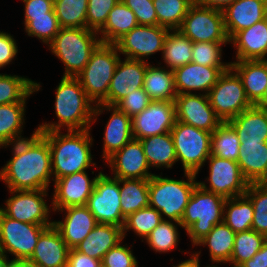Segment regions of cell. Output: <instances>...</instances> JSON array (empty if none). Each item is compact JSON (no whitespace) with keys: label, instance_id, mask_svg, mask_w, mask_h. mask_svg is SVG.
Masks as SVG:
<instances>
[{"label":"cell","instance_id":"6da1fadb","mask_svg":"<svg viewBox=\"0 0 267 267\" xmlns=\"http://www.w3.org/2000/svg\"><path fill=\"white\" fill-rule=\"evenodd\" d=\"M9 146H12V158L0 169V181L6 184L7 190H49L53 175L47 139L34 130L31 137L4 149Z\"/></svg>","mask_w":267,"mask_h":267},{"label":"cell","instance_id":"7a4b0ae2","mask_svg":"<svg viewBox=\"0 0 267 267\" xmlns=\"http://www.w3.org/2000/svg\"><path fill=\"white\" fill-rule=\"evenodd\" d=\"M55 115L57 121L43 122L38 132L82 131L92 129L95 104L87 96L76 77H61L55 89Z\"/></svg>","mask_w":267,"mask_h":267},{"label":"cell","instance_id":"3957f363","mask_svg":"<svg viewBox=\"0 0 267 267\" xmlns=\"http://www.w3.org/2000/svg\"><path fill=\"white\" fill-rule=\"evenodd\" d=\"M48 141L53 181L66 175L79 173L97 164L92 160L93 137L91 129L82 131L40 132Z\"/></svg>","mask_w":267,"mask_h":267},{"label":"cell","instance_id":"277c9868","mask_svg":"<svg viewBox=\"0 0 267 267\" xmlns=\"http://www.w3.org/2000/svg\"><path fill=\"white\" fill-rule=\"evenodd\" d=\"M197 174L184 172L183 179L154 174L149 179V206L160 212L163 220L180 223L195 187Z\"/></svg>","mask_w":267,"mask_h":267},{"label":"cell","instance_id":"5b68a950","mask_svg":"<svg viewBox=\"0 0 267 267\" xmlns=\"http://www.w3.org/2000/svg\"><path fill=\"white\" fill-rule=\"evenodd\" d=\"M101 43L98 33L88 28H60L48 45L51 53L64 64L63 77H76Z\"/></svg>","mask_w":267,"mask_h":267},{"label":"cell","instance_id":"8992f818","mask_svg":"<svg viewBox=\"0 0 267 267\" xmlns=\"http://www.w3.org/2000/svg\"><path fill=\"white\" fill-rule=\"evenodd\" d=\"M225 201L226 198L203 189L199 184L195 187L180 221L192 247L216 224L223 222Z\"/></svg>","mask_w":267,"mask_h":267},{"label":"cell","instance_id":"52a82bcc","mask_svg":"<svg viewBox=\"0 0 267 267\" xmlns=\"http://www.w3.org/2000/svg\"><path fill=\"white\" fill-rule=\"evenodd\" d=\"M120 53L115 44L100 43L84 69L76 76L94 104H108V90Z\"/></svg>","mask_w":267,"mask_h":267},{"label":"cell","instance_id":"ba28073f","mask_svg":"<svg viewBox=\"0 0 267 267\" xmlns=\"http://www.w3.org/2000/svg\"><path fill=\"white\" fill-rule=\"evenodd\" d=\"M177 157L184 172L199 174L211 155L212 133L175 121L170 131Z\"/></svg>","mask_w":267,"mask_h":267},{"label":"cell","instance_id":"9c48e42d","mask_svg":"<svg viewBox=\"0 0 267 267\" xmlns=\"http://www.w3.org/2000/svg\"><path fill=\"white\" fill-rule=\"evenodd\" d=\"M207 95L210 106L222 122L229 121L252 106L240 77L231 67L221 74Z\"/></svg>","mask_w":267,"mask_h":267},{"label":"cell","instance_id":"30bf717a","mask_svg":"<svg viewBox=\"0 0 267 267\" xmlns=\"http://www.w3.org/2000/svg\"><path fill=\"white\" fill-rule=\"evenodd\" d=\"M47 227L12 219L0 210V250L13 255L11 260L27 261Z\"/></svg>","mask_w":267,"mask_h":267},{"label":"cell","instance_id":"8fae6325","mask_svg":"<svg viewBox=\"0 0 267 267\" xmlns=\"http://www.w3.org/2000/svg\"><path fill=\"white\" fill-rule=\"evenodd\" d=\"M120 204V179L101 172L96 178L86 207L98 224H112L123 228L126 218L122 215Z\"/></svg>","mask_w":267,"mask_h":267},{"label":"cell","instance_id":"7c38bea8","mask_svg":"<svg viewBox=\"0 0 267 267\" xmlns=\"http://www.w3.org/2000/svg\"><path fill=\"white\" fill-rule=\"evenodd\" d=\"M10 197L0 210L12 219L36 225L51 226L50 214L52 207L48 206L45 197L48 190H8ZM50 217V218H49ZM50 219V220H49Z\"/></svg>","mask_w":267,"mask_h":267},{"label":"cell","instance_id":"4fadbf2b","mask_svg":"<svg viewBox=\"0 0 267 267\" xmlns=\"http://www.w3.org/2000/svg\"><path fill=\"white\" fill-rule=\"evenodd\" d=\"M184 36L195 42H229L223 12L204 7L196 1L178 29Z\"/></svg>","mask_w":267,"mask_h":267},{"label":"cell","instance_id":"5bb4252c","mask_svg":"<svg viewBox=\"0 0 267 267\" xmlns=\"http://www.w3.org/2000/svg\"><path fill=\"white\" fill-rule=\"evenodd\" d=\"M206 162L209 176L205 181H198L199 186L226 199L245 194L249 182L244 178L237 161L210 155Z\"/></svg>","mask_w":267,"mask_h":267},{"label":"cell","instance_id":"9a60e30c","mask_svg":"<svg viewBox=\"0 0 267 267\" xmlns=\"http://www.w3.org/2000/svg\"><path fill=\"white\" fill-rule=\"evenodd\" d=\"M168 32L169 29L159 25H138L121 37L115 45L125 58L147 61L157 52L162 54Z\"/></svg>","mask_w":267,"mask_h":267},{"label":"cell","instance_id":"2e32d148","mask_svg":"<svg viewBox=\"0 0 267 267\" xmlns=\"http://www.w3.org/2000/svg\"><path fill=\"white\" fill-rule=\"evenodd\" d=\"M174 102L177 121L210 133L222 123L210 106L207 94H180Z\"/></svg>","mask_w":267,"mask_h":267},{"label":"cell","instance_id":"e0dca14e","mask_svg":"<svg viewBox=\"0 0 267 267\" xmlns=\"http://www.w3.org/2000/svg\"><path fill=\"white\" fill-rule=\"evenodd\" d=\"M131 121L133 138L137 140L170 132L176 121L175 102L151 101Z\"/></svg>","mask_w":267,"mask_h":267},{"label":"cell","instance_id":"ac0fdd59","mask_svg":"<svg viewBox=\"0 0 267 267\" xmlns=\"http://www.w3.org/2000/svg\"><path fill=\"white\" fill-rule=\"evenodd\" d=\"M102 171L101 169L92 179L85 170L54 180L53 198L50 201L53 212L70 206H86L96 178Z\"/></svg>","mask_w":267,"mask_h":267},{"label":"cell","instance_id":"d6986e66","mask_svg":"<svg viewBox=\"0 0 267 267\" xmlns=\"http://www.w3.org/2000/svg\"><path fill=\"white\" fill-rule=\"evenodd\" d=\"M111 113L105 124L103 135L102 158L106 161L116 151L123 148L133 139L131 117L127 116L115 105L96 104L92 124L98 120L103 112Z\"/></svg>","mask_w":267,"mask_h":267},{"label":"cell","instance_id":"ffe728a7","mask_svg":"<svg viewBox=\"0 0 267 267\" xmlns=\"http://www.w3.org/2000/svg\"><path fill=\"white\" fill-rule=\"evenodd\" d=\"M105 163L111 168L112 177L117 179L149 180L154 175L149 171L150 166L141 141L134 138L110 156Z\"/></svg>","mask_w":267,"mask_h":267},{"label":"cell","instance_id":"44dd1931","mask_svg":"<svg viewBox=\"0 0 267 267\" xmlns=\"http://www.w3.org/2000/svg\"><path fill=\"white\" fill-rule=\"evenodd\" d=\"M231 66H203L190 62L173 70L177 95L201 91L208 94L221 74ZM194 91V92H193Z\"/></svg>","mask_w":267,"mask_h":267},{"label":"cell","instance_id":"7402d4cb","mask_svg":"<svg viewBox=\"0 0 267 267\" xmlns=\"http://www.w3.org/2000/svg\"><path fill=\"white\" fill-rule=\"evenodd\" d=\"M148 64L147 61L120 58L108 90V105H116L128 94L143 88Z\"/></svg>","mask_w":267,"mask_h":267},{"label":"cell","instance_id":"603a6c76","mask_svg":"<svg viewBox=\"0 0 267 267\" xmlns=\"http://www.w3.org/2000/svg\"><path fill=\"white\" fill-rule=\"evenodd\" d=\"M69 248L58 229L51 225L40 235L32 256L31 267H67Z\"/></svg>","mask_w":267,"mask_h":267},{"label":"cell","instance_id":"cb8c5ba5","mask_svg":"<svg viewBox=\"0 0 267 267\" xmlns=\"http://www.w3.org/2000/svg\"><path fill=\"white\" fill-rule=\"evenodd\" d=\"M57 212H63L64 218L61 221L54 220L53 225L69 249H74L98 224L86 206H70Z\"/></svg>","mask_w":267,"mask_h":267},{"label":"cell","instance_id":"d4e9b609","mask_svg":"<svg viewBox=\"0 0 267 267\" xmlns=\"http://www.w3.org/2000/svg\"><path fill=\"white\" fill-rule=\"evenodd\" d=\"M235 51V61L267 60V19L235 33L230 39Z\"/></svg>","mask_w":267,"mask_h":267},{"label":"cell","instance_id":"484cf974","mask_svg":"<svg viewBox=\"0 0 267 267\" xmlns=\"http://www.w3.org/2000/svg\"><path fill=\"white\" fill-rule=\"evenodd\" d=\"M228 38L266 18L265 0H236L223 10Z\"/></svg>","mask_w":267,"mask_h":267},{"label":"cell","instance_id":"4316f807","mask_svg":"<svg viewBox=\"0 0 267 267\" xmlns=\"http://www.w3.org/2000/svg\"><path fill=\"white\" fill-rule=\"evenodd\" d=\"M235 130L240 143L267 142V108L252 105L227 121Z\"/></svg>","mask_w":267,"mask_h":267},{"label":"cell","instance_id":"83f0119b","mask_svg":"<svg viewBox=\"0 0 267 267\" xmlns=\"http://www.w3.org/2000/svg\"><path fill=\"white\" fill-rule=\"evenodd\" d=\"M231 68L240 77L247 99L257 105L267 87V60L233 61Z\"/></svg>","mask_w":267,"mask_h":267},{"label":"cell","instance_id":"f1b7e54d","mask_svg":"<svg viewBox=\"0 0 267 267\" xmlns=\"http://www.w3.org/2000/svg\"><path fill=\"white\" fill-rule=\"evenodd\" d=\"M121 241H124L122 227L97 224L74 249L102 261L103 256Z\"/></svg>","mask_w":267,"mask_h":267},{"label":"cell","instance_id":"f546056e","mask_svg":"<svg viewBox=\"0 0 267 267\" xmlns=\"http://www.w3.org/2000/svg\"><path fill=\"white\" fill-rule=\"evenodd\" d=\"M237 163L249 183L267 181V142L240 143Z\"/></svg>","mask_w":267,"mask_h":267},{"label":"cell","instance_id":"4dcf8cb0","mask_svg":"<svg viewBox=\"0 0 267 267\" xmlns=\"http://www.w3.org/2000/svg\"><path fill=\"white\" fill-rule=\"evenodd\" d=\"M158 62L147 65L144 75V91L151 101L174 102L177 96L173 70H170ZM159 65V66H158Z\"/></svg>","mask_w":267,"mask_h":267},{"label":"cell","instance_id":"1f68e13d","mask_svg":"<svg viewBox=\"0 0 267 267\" xmlns=\"http://www.w3.org/2000/svg\"><path fill=\"white\" fill-rule=\"evenodd\" d=\"M140 141L150 169H171L176 164L175 146L170 132L146 137Z\"/></svg>","mask_w":267,"mask_h":267},{"label":"cell","instance_id":"d6a6232c","mask_svg":"<svg viewBox=\"0 0 267 267\" xmlns=\"http://www.w3.org/2000/svg\"><path fill=\"white\" fill-rule=\"evenodd\" d=\"M27 102L0 105V148L27 137L22 136Z\"/></svg>","mask_w":267,"mask_h":267},{"label":"cell","instance_id":"836d02e7","mask_svg":"<svg viewBox=\"0 0 267 267\" xmlns=\"http://www.w3.org/2000/svg\"><path fill=\"white\" fill-rule=\"evenodd\" d=\"M133 11L119 1L109 12L104 26L97 32L101 43L115 44L121 37L138 26Z\"/></svg>","mask_w":267,"mask_h":267},{"label":"cell","instance_id":"e575fe53","mask_svg":"<svg viewBox=\"0 0 267 267\" xmlns=\"http://www.w3.org/2000/svg\"><path fill=\"white\" fill-rule=\"evenodd\" d=\"M235 234L229 226L221 222L216 224L195 246H207L212 263L228 264L233 251Z\"/></svg>","mask_w":267,"mask_h":267},{"label":"cell","instance_id":"d590c367","mask_svg":"<svg viewBox=\"0 0 267 267\" xmlns=\"http://www.w3.org/2000/svg\"><path fill=\"white\" fill-rule=\"evenodd\" d=\"M40 84L24 76L0 73V105L26 102L41 89Z\"/></svg>","mask_w":267,"mask_h":267},{"label":"cell","instance_id":"8d00e7d4","mask_svg":"<svg viewBox=\"0 0 267 267\" xmlns=\"http://www.w3.org/2000/svg\"><path fill=\"white\" fill-rule=\"evenodd\" d=\"M193 42L179 30H169L162 51L164 67L174 70L192 62Z\"/></svg>","mask_w":267,"mask_h":267},{"label":"cell","instance_id":"74e56055","mask_svg":"<svg viewBox=\"0 0 267 267\" xmlns=\"http://www.w3.org/2000/svg\"><path fill=\"white\" fill-rule=\"evenodd\" d=\"M148 187L149 180L120 179V205L125 218L149 206Z\"/></svg>","mask_w":267,"mask_h":267},{"label":"cell","instance_id":"f35d334b","mask_svg":"<svg viewBox=\"0 0 267 267\" xmlns=\"http://www.w3.org/2000/svg\"><path fill=\"white\" fill-rule=\"evenodd\" d=\"M254 208L251 200L244 194L226 199L223 222L235 233L252 229Z\"/></svg>","mask_w":267,"mask_h":267},{"label":"cell","instance_id":"ab89813d","mask_svg":"<svg viewBox=\"0 0 267 267\" xmlns=\"http://www.w3.org/2000/svg\"><path fill=\"white\" fill-rule=\"evenodd\" d=\"M196 0H153L158 25L178 30L190 7Z\"/></svg>","mask_w":267,"mask_h":267},{"label":"cell","instance_id":"60d3db41","mask_svg":"<svg viewBox=\"0 0 267 267\" xmlns=\"http://www.w3.org/2000/svg\"><path fill=\"white\" fill-rule=\"evenodd\" d=\"M240 148V140L227 122H222L212 133L211 155L237 161Z\"/></svg>","mask_w":267,"mask_h":267},{"label":"cell","instance_id":"b9f144b4","mask_svg":"<svg viewBox=\"0 0 267 267\" xmlns=\"http://www.w3.org/2000/svg\"><path fill=\"white\" fill-rule=\"evenodd\" d=\"M267 237L253 229L235 234L233 251L229 265L239 267L243 262L252 258L266 242Z\"/></svg>","mask_w":267,"mask_h":267},{"label":"cell","instance_id":"7bdbcfd3","mask_svg":"<svg viewBox=\"0 0 267 267\" xmlns=\"http://www.w3.org/2000/svg\"><path fill=\"white\" fill-rule=\"evenodd\" d=\"M178 227L181 224L175 221L162 220L144 239L145 243L155 253H167L177 248L180 242Z\"/></svg>","mask_w":267,"mask_h":267},{"label":"cell","instance_id":"ee69618b","mask_svg":"<svg viewBox=\"0 0 267 267\" xmlns=\"http://www.w3.org/2000/svg\"><path fill=\"white\" fill-rule=\"evenodd\" d=\"M88 0H54V12L61 28H85Z\"/></svg>","mask_w":267,"mask_h":267},{"label":"cell","instance_id":"f6af8a7d","mask_svg":"<svg viewBox=\"0 0 267 267\" xmlns=\"http://www.w3.org/2000/svg\"><path fill=\"white\" fill-rule=\"evenodd\" d=\"M162 220L160 212L153 207L147 206L140 209L135 213L130 214L125 219V224L122 228L123 238H126L127 232L131 230L135 235L140 237L143 242Z\"/></svg>","mask_w":267,"mask_h":267},{"label":"cell","instance_id":"bcb514c9","mask_svg":"<svg viewBox=\"0 0 267 267\" xmlns=\"http://www.w3.org/2000/svg\"><path fill=\"white\" fill-rule=\"evenodd\" d=\"M245 195L254 208L252 229L267 237V183H249Z\"/></svg>","mask_w":267,"mask_h":267},{"label":"cell","instance_id":"7dc6e473","mask_svg":"<svg viewBox=\"0 0 267 267\" xmlns=\"http://www.w3.org/2000/svg\"><path fill=\"white\" fill-rule=\"evenodd\" d=\"M23 23L25 33L29 37H36L47 46L61 28L55 13H47V16L40 17H24Z\"/></svg>","mask_w":267,"mask_h":267},{"label":"cell","instance_id":"c3c4849f","mask_svg":"<svg viewBox=\"0 0 267 267\" xmlns=\"http://www.w3.org/2000/svg\"><path fill=\"white\" fill-rule=\"evenodd\" d=\"M229 42H195L192 47V62L203 66H231L223 62L222 47Z\"/></svg>","mask_w":267,"mask_h":267},{"label":"cell","instance_id":"681fc988","mask_svg":"<svg viewBox=\"0 0 267 267\" xmlns=\"http://www.w3.org/2000/svg\"><path fill=\"white\" fill-rule=\"evenodd\" d=\"M121 0H88L86 28L98 32L106 23L109 12Z\"/></svg>","mask_w":267,"mask_h":267},{"label":"cell","instance_id":"f907efd6","mask_svg":"<svg viewBox=\"0 0 267 267\" xmlns=\"http://www.w3.org/2000/svg\"><path fill=\"white\" fill-rule=\"evenodd\" d=\"M129 246L126 243L123 245L122 241L119 242L103 256L101 264L104 267H139V262L131 249L132 245Z\"/></svg>","mask_w":267,"mask_h":267},{"label":"cell","instance_id":"816d5d0a","mask_svg":"<svg viewBox=\"0 0 267 267\" xmlns=\"http://www.w3.org/2000/svg\"><path fill=\"white\" fill-rule=\"evenodd\" d=\"M136 16L139 25H158L153 0H121Z\"/></svg>","mask_w":267,"mask_h":267},{"label":"cell","instance_id":"f5cc1de1","mask_svg":"<svg viewBox=\"0 0 267 267\" xmlns=\"http://www.w3.org/2000/svg\"><path fill=\"white\" fill-rule=\"evenodd\" d=\"M151 102L144 88H139L120 100L115 106L131 118L141 113Z\"/></svg>","mask_w":267,"mask_h":267},{"label":"cell","instance_id":"db71d44e","mask_svg":"<svg viewBox=\"0 0 267 267\" xmlns=\"http://www.w3.org/2000/svg\"><path fill=\"white\" fill-rule=\"evenodd\" d=\"M18 54V45L13 35L0 30V69L10 65Z\"/></svg>","mask_w":267,"mask_h":267},{"label":"cell","instance_id":"11a10c76","mask_svg":"<svg viewBox=\"0 0 267 267\" xmlns=\"http://www.w3.org/2000/svg\"><path fill=\"white\" fill-rule=\"evenodd\" d=\"M24 3V17L47 16L54 12V0H22Z\"/></svg>","mask_w":267,"mask_h":267},{"label":"cell","instance_id":"9f6ffc18","mask_svg":"<svg viewBox=\"0 0 267 267\" xmlns=\"http://www.w3.org/2000/svg\"><path fill=\"white\" fill-rule=\"evenodd\" d=\"M101 261L82 254L75 249H69L67 267H99Z\"/></svg>","mask_w":267,"mask_h":267},{"label":"cell","instance_id":"6f0895ef","mask_svg":"<svg viewBox=\"0 0 267 267\" xmlns=\"http://www.w3.org/2000/svg\"><path fill=\"white\" fill-rule=\"evenodd\" d=\"M239 267H267V240L262 248Z\"/></svg>","mask_w":267,"mask_h":267},{"label":"cell","instance_id":"680465c9","mask_svg":"<svg viewBox=\"0 0 267 267\" xmlns=\"http://www.w3.org/2000/svg\"><path fill=\"white\" fill-rule=\"evenodd\" d=\"M236 0H196L198 4L212 9L223 10L227 5Z\"/></svg>","mask_w":267,"mask_h":267},{"label":"cell","instance_id":"91938a15","mask_svg":"<svg viewBox=\"0 0 267 267\" xmlns=\"http://www.w3.org/2000/svg\"><path fill=\"white\" fill-rule=\"evenodd\" d=\"M192 255L189 256L191 257L190 259H186L183 262L181 261V263L179 262V264L177 265H172L173 267H200V256L201 255V251H195L193 253H191Z\"/></svg>","mask_w":267,"mask_h":267},{"label":"cell","instance_id":"94428289","mask_svg":"<svg viewBox=\"0 0 267 267\" xmlns=\"http://www.w3.org/2000/svg\"><path fill=\"white\" fill-rule=\"evenodd\" d=\"M6 267H31L27 261L11 260Z\"/></svg>","mask_w":267,"mask_h":267},{"label":"cell","instance_id":"6125c7cd","mask_svg":"<svg viewBox=\"0 0 267 267\" xmlns=\"http://www.w3.org/2000/svg\"><path fill=\"white\" fill-rule=\"evenodd\" d=\"M10 261L9 255H6L0 250V267H6Z\"/></svg>","mask_w":267,"mask_h":267},{"label":"cell","instance_id":"be15d7a7","mask_svg":"<svg viewBox=\"0 0 267 267\" xmlns=\"http://www.w3.org/2000/svg\"><path fill=\"white\" fill-rule=\"evenodd\" d=\"M257 106L267 108V87L265 89V93H264L263 99L257 104Z\"/></svg>","mask_w":267,"mask_h":267},{"label":"cell","instance_id":"e7e4bbea","mask_svg":"<svg viewBox=\"0 0 267 267\" xmlns=\"http://www.w3.org/2000/svg\"><path fill=\"white\" fill-rule=\"evenodd\" d=\"M265 15H266V19H267V0H265Z\"/></svg>","mask_w":267,"mask_h":267},{"label":"cell","instance_id":"03108f58","mask_svg":"<svg viewBox=\"0 0 267 267\" xmlns=\"http://www.w3.org/2000/svg\"><path fill=\"white\" fill-rule=\"evenodd\" d=\"M206 267H216V264L215 265L212 264V266H210L209 264L208 266L206 265Z\"/></svg>","mask_w":267,"mask_h":267}]
</instances>
